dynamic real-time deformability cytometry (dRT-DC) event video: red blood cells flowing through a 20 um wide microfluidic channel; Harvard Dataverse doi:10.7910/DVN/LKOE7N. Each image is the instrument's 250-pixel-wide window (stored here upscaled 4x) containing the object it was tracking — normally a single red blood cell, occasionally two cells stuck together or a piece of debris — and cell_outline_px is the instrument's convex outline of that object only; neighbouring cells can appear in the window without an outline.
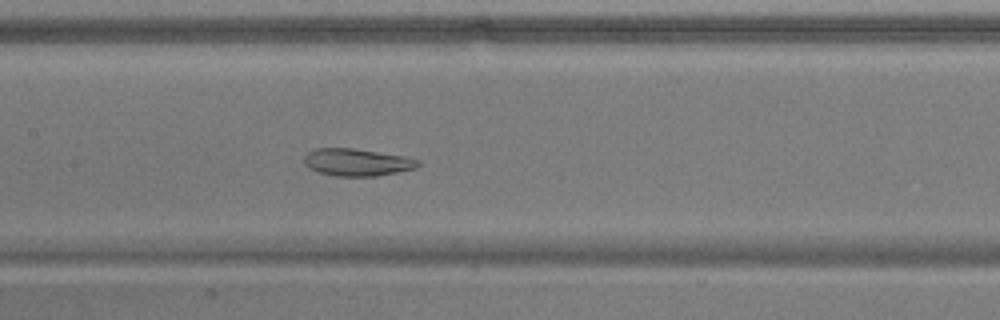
{"species": "common noctule bat (a hibernating species)", "species_latin": "Nyctalus noctula", "temperature_condition": "warm", "stored_images_in_passage": 37, "camera_frame_rate_fps": 3000, "um_per_image_px": 0.085, "animal": {"sex": "male", "body_mass_g": 17.9}, "frame": {"image": 1, "passage_image": 9, "time_ms": 2.667, "image_size_px": [1000, 320], "cell_outline_px": [[420, 164], [416, 168], [376, 176], [336, 176], [320, 172], [308, 168], [304, 164], [304, 156], [308, 152], [316, 148], [352, 148], [404, 156], [420, 160]], "centroid_in_image_um": [30.33, 13.79], "position_along_channel_um": 177.1, "area_um2": 18.03}}
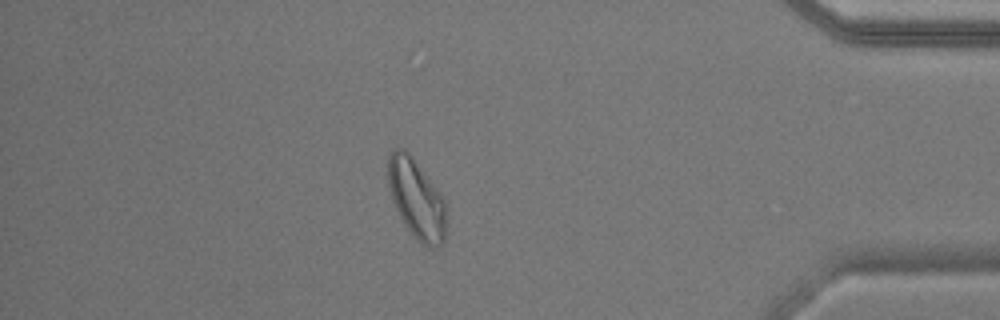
{"frame": {"image": 2, "passage_image": 30, "time_ms": 9.667, "image_size_px": [1000, 320], "cell_outline_px": [[448, 216], [444, 240], [440, 244], [432, 248], [420, 244], [404, 224], [396, 208], [388, 184], [388, 156], [396, 148], [404, 148], [412, 156], [440, 192], [448, 208]], "centroid_in_image_um": [35.44, 16.93], "position_along_channel_um": 399.8, "area_um2": 27.11}}
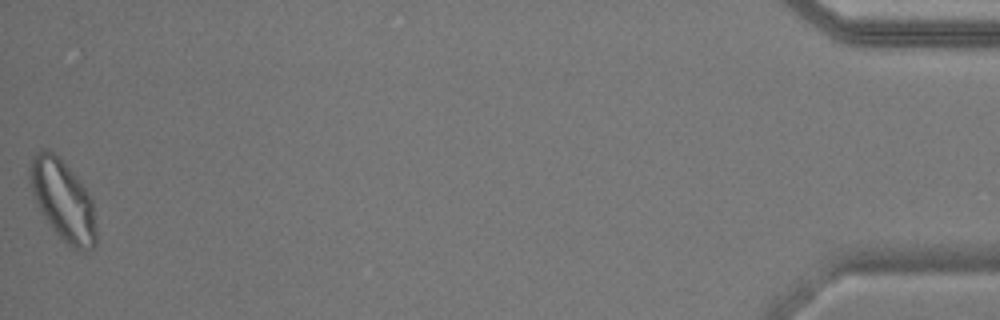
{"frame": {"image": 3, "passage_image": 37, "time_ms": 12.0, "image_size_px": [1000, 320], "cell_outline_px": [[96, 244], [92, 248], [84, 252], [72, 248], [56, 232], [44, 216], [32, 192], [28, 172], [28, 168], [32, 156], [40, 148], [48, 148], [80, 180], [92, 200], [96, 232]], "centroid_in_image_um": [5.34, 17.01], "position_along_channel_um": 429.9, "area_um2": 30.69}}